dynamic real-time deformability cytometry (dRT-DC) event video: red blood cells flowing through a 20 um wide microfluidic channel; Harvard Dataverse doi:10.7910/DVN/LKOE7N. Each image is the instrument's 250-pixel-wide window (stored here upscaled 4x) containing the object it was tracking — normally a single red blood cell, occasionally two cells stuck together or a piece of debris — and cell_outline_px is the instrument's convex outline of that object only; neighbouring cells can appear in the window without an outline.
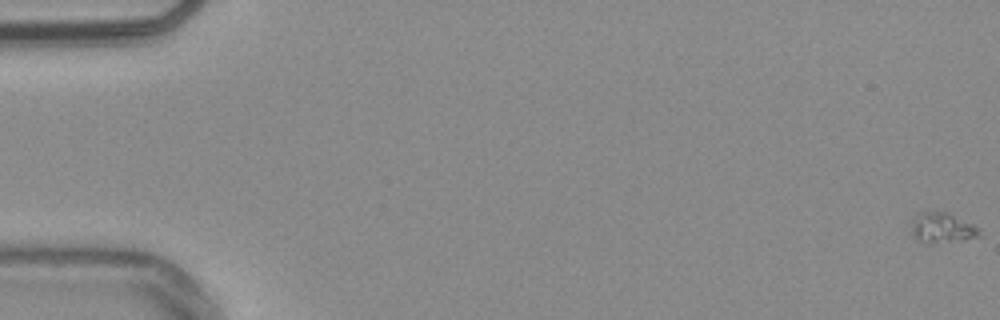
{"species": "common noctule bat (a hibernating species)", "species_latin": "Nyctalus noctula", "temperature_condition": "warm", "stored_images_in_passage": 48, "camera_frame_rate_fps": 3000, "um_per_image_px": 0.085, "animal": {"sex": "male", "body_mass_g": 20.4}, "frame": {"image": 1, "passage_image": 1, "time_ms": 0.0, "image_size_px": [1000, 320], "cell_outline_px": [[980, 236], [932, 244], [924, 244], [916, 240], [912, 232], [908, 220], [912, 216], [920, 212], [948, 212], [972, 224], [976, 228]], "centroid_in_image_um": [79.93, 19.36], "position_along_channel_um": 5.1, "area_um2": 12.08}}
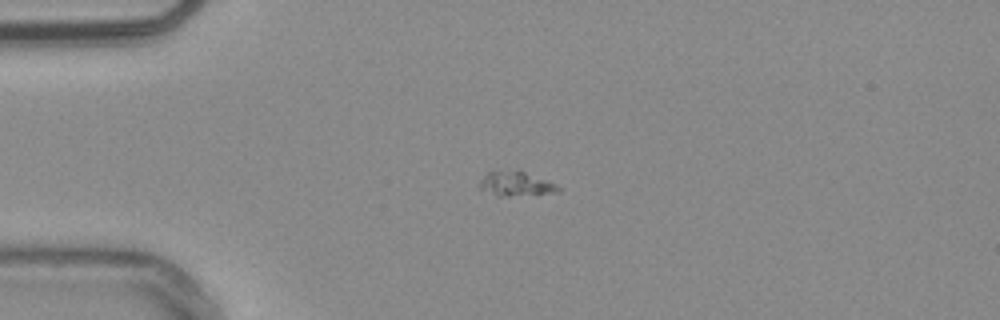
{"frame": {"image": 2, "passage_image": 15, "time_ms": 4.667, "image_size_px": [1000, 320], "cell_outline_px": [[560, 192], [508, 196], [496, 196], [476, 188], [480, 180], [488, 172], [524, 172], [548, 180], [560, 188]], "centroid_in_image_um": [43.8, 15.67], "position_along_channel_um": 41.2, "area_um2": 10.92}}
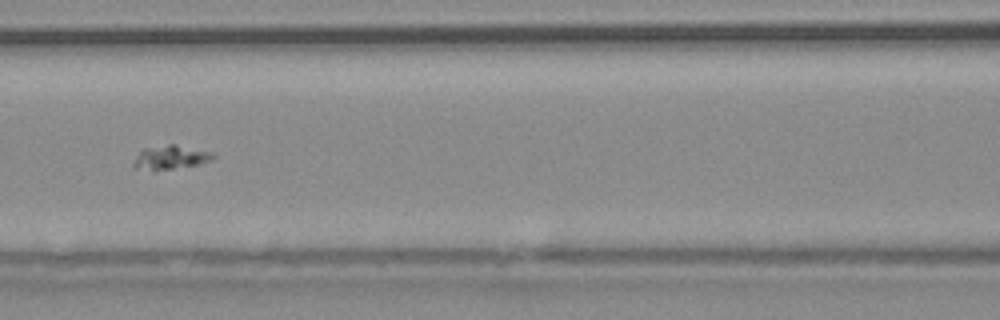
{"frame": {"image": 3, "passage_image": 26, "time_ms": 8.333, "image_size_px": [1000, 320], "cell_outline_px": [[216, 156], [212, 160], [196, 164], [156, 172], [152, 172], [132, 168], [132, 164], [136, 156], [144, 148], [168, 144], [172, 144], [212, 152]], "centroid_in_image_um": [14.42, 13.41], "position_along_channel_um": 152.2, "area_um2": 11.27}}